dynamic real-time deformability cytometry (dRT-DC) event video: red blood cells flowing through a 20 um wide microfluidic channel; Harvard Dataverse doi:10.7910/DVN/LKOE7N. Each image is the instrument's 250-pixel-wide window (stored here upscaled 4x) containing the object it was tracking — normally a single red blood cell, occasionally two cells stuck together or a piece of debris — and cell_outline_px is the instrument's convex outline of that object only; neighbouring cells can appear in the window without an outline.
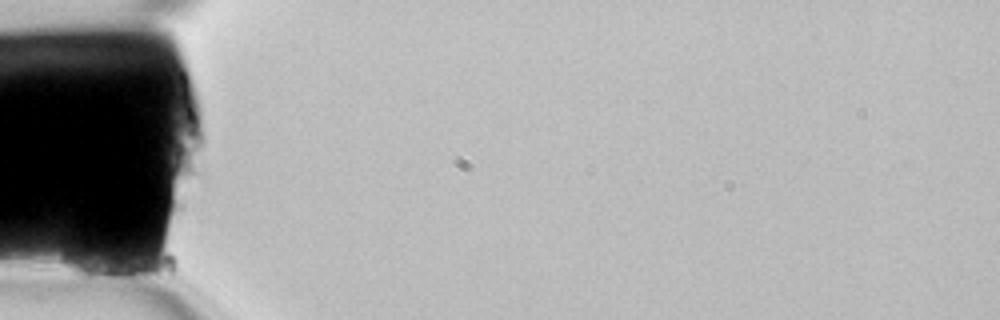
{"species": "common noctule bat (a hibernating species)", "species_latin": "Nyctalus noctula", "temperature_condition": "room temperature", "stored_images_in_passage": 8, "camera_frame_rate_fps": 3000, "um_per_image_px": 0.085, "animal": {"sex": "female", "body_mass_g": 22.7, "forearm_length_mm": 54.2}, "frame": {"image": 1, "passage_image": 1, "time_ms": 0.0, "image_size_px": [1000, 320], "cell_outline_px": [[136, 264], [132, 280], [88, 280], [76, 276], [68, 272], [64, 264], [60, 240], [64, 236], [84, 220], [92, 216], [100, 220], [132, 256]], "centroid_in_image_um": [8.17, 21.52], "position_along_channel_um": 76.8, "area_um2": 24.28}}